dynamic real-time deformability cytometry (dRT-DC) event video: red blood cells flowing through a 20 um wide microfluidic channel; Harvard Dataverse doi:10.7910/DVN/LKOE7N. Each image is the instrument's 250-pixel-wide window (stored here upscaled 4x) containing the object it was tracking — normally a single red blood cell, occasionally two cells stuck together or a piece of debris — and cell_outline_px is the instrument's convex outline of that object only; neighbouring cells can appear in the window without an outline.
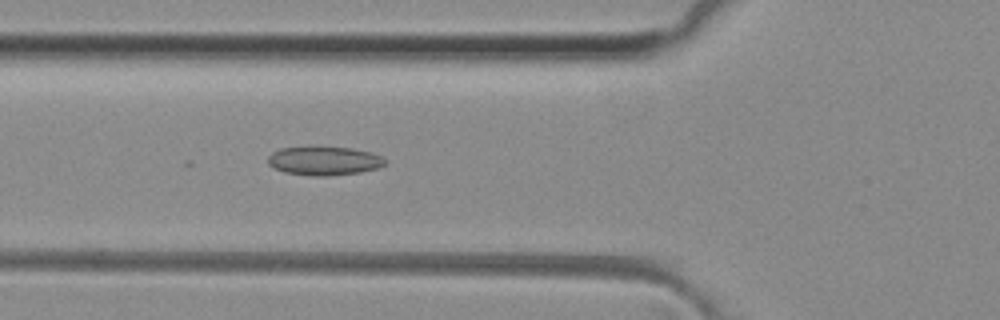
{"species": "common noctule bat (a hibernating species)", "species_latin": "Nyctalus noctula", "temperature_condition": "room temperature", "stored_images_in_passage": 50, "camera_frame_rate_fps": 3000, "um_per_image_px": 0.085, "animal": {"sex": "female", "body_mass_g": 29.2, "forearm_length_mm": 56.3}, "frame": {"image": 1, "passage_image": 18, "time_ms": 5.667, "image_size_px": [1000, 320], "cell_outline_px": [[388, 160], [380, 168], [360, 172], [328, 176], [316, 176], [284, 172], [268, 164], [268, 156], [272, 152], [280, 148], [312, 144], [352, 148], [372, 152]], "centroid_in_image_um": [27.55, 13.62], "position_along_channel_um": 98.3, "area_um2": 20.4}}
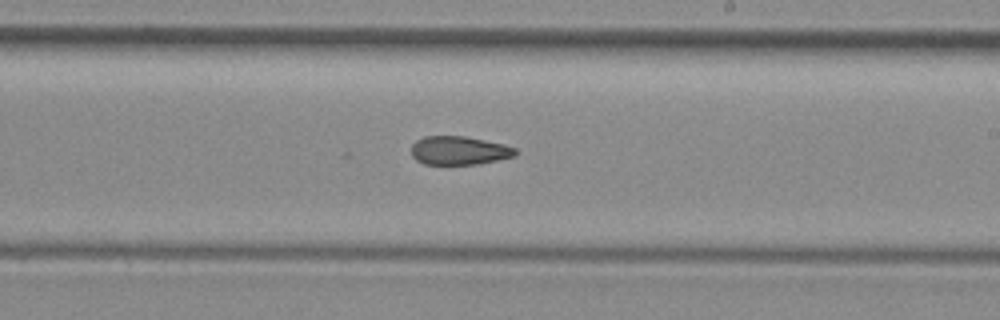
{"frame": {"image": 2, "passage_image": 29, "time_ms": 9.333, "image_size_px": [1000, 320], "cell_outline_px": [[516, 156], [476, 164], [424, 164], [416, 160], [412, 156], [412, 144], [416, 140], [424, 136], [464, 136], [504, 144], [516, 148]], "centroid_in_image_um": [39.01, 12.79], "position_along_channel_um": 250.0, "area_um2": 17.28}}
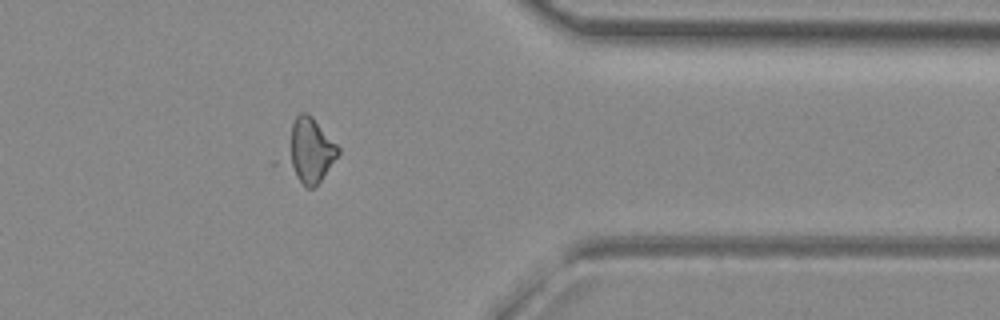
{"frame": {"image": 3, "passage_image": 40, "time_ms": 13.0, "image_size_px": [1000, 320], "cell_outline_px": [[340, 152], [320, 180], [312, 188], [308, 188], [296, 176], [284, 160], [292, 124], [296, 116], [300, 112], [308, 112], [312, 116], [340, 148]], "centroid_in_image_um": [26.33, 12.74], "position_along_channel_um": 385.1, "area_um2": 18.96}, "authors_computed_cell_mechanics": {"area_um2": 20.9236, "velocity_mm_per_s": 4.1354, "shape_relaxation_time_tau1_ms": null, "shape_relaxation_time_tau2_ms": 5.6636, "deformation_change_tau1": null, "deformation_change_tau2": 0.1302}}